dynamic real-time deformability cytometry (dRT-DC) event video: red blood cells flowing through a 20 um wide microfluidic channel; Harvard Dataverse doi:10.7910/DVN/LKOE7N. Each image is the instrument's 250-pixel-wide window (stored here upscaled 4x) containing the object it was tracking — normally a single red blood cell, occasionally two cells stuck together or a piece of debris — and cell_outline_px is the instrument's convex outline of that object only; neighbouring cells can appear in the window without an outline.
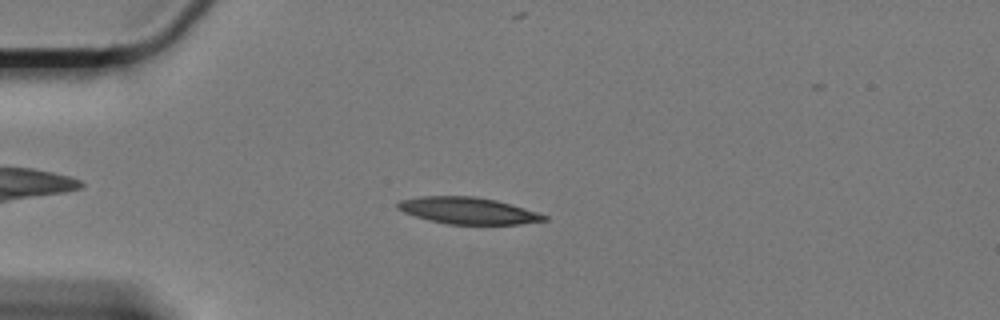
{"species": "Egyptian fruit bat (a non-hibernating species)", "species_latin": "Rousettus aegyptiacus", "temperature_condition": "cold", "stored_images_in_passage": 57, "camera_frame_rate_fps": 3000, "um_per_image_px": 0.085, "animal": {"sex": "female"}, "frame": {"image": 1, "passage_image": 11, "time_ms": 3.333, "image_size_px": [1000, 320], "cell_outline_px": [[548, 220], [520, 224], [448, 224], [428, 220], [404, 212], [396, 208], [396, 204], [400, 200], [420, 196], [476, 196], [496, 200], [512, 204], [548, 216]], "centroid_in_image_um": [39.77, 17.9], "position_along_channel_um": 45.2, "area_um2": 22.77}}
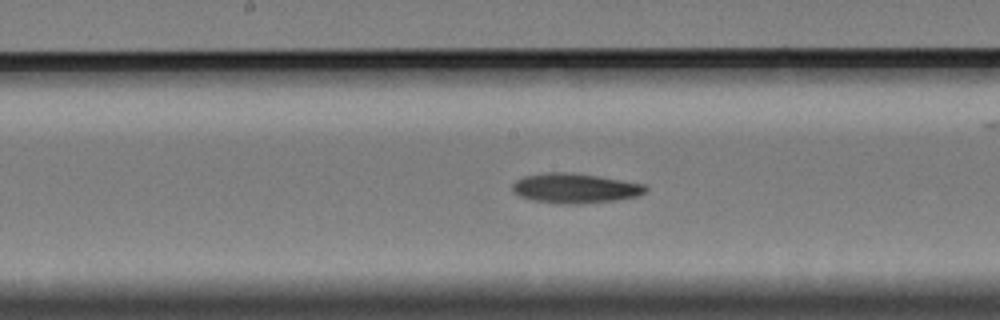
{"frame": {"image": 2, "passage_image": 27, "time_ms": 8.667, "image_size_px": [1000, 320], "cell_outline_px": [[648, 188], [640, 196], [616, 200], [580, 204], [556, 204], [532, 200], [520, 196], [512, 192], [512, 184], [516, 180], [524, 176], [548, 172], [572, 172], [648, 184]], "centroid_in_image_um": [48.89, 16.0], "position_along_channel_um": 199.3, "area_um2": 23.47}}
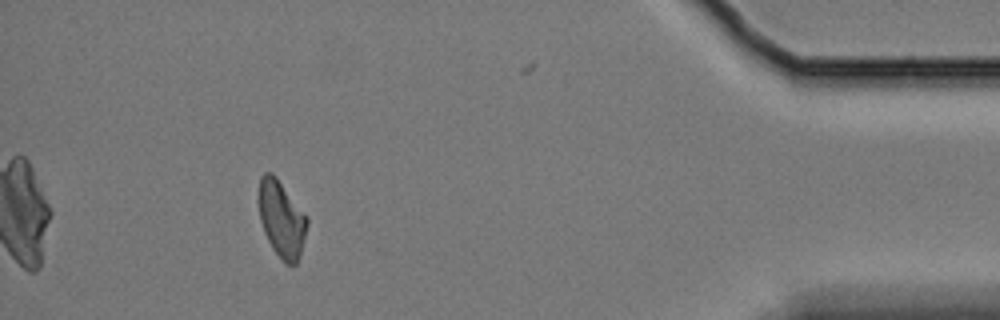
{"frame": {"image": 3, "passage_image": 51, "time_ms": 16.667, "image_size_px": [1000, 320], "cell_outline_px": [[308, 224], [300, 256], [296, 264], [284, 264], [272, 248], [264, 232], [260, 220], [256, 200], [256, 196], [260, 176], [264, 172], [272, 172], [276, 176], [308, 216]], "centroid_in_image_um": [23.9, 18.57], "position_along_channel_um": 411.3, "area_um2": 22.25}, "authors_computed_cell_mechanics": {"area_um2": 22.4842, "velocity_mm_per_s": 3.3023, "shape_relaxation_time_tau1_ms": 5.8089, "shape_relaxation_time_tau2_ms": null, "deformation_change_tau1": 0.1598, "deformation_change_tau2": null}}